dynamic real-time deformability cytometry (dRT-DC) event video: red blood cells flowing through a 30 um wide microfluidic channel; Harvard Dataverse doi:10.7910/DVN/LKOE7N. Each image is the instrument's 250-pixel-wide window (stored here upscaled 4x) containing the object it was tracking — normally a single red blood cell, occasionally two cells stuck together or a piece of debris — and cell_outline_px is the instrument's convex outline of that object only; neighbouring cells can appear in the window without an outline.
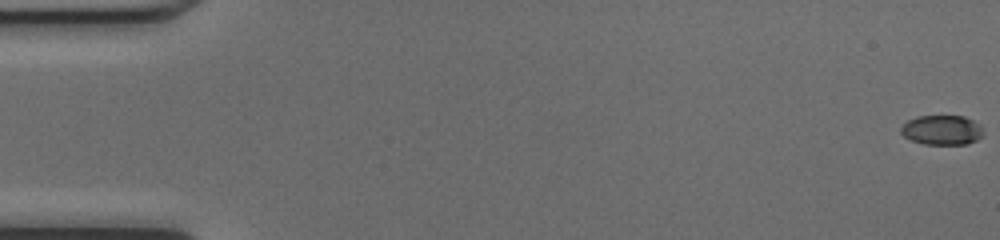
{"species": "common noctule bat (a hibernating species)", "species_latin": "Nyctalus noctula", "temperature_condition": "cold", "stored_images_in_passage": 44, "camera_frame_rate_fps": 3000, "um_per_image_px": 0.085, "animal": {"sex": "female", "body_mass_g": 17.0, "forearm_length_mm": 48.0}, "frame": {"image": 1, "passage_image": 1, "time_ms": 0.0, "image_size_px": [1000, 240], "cell_outline_px": [[984, 132], [976, 140], [968, 144], [924, 144], [912, 140], [904, 136], [900, 132], [900, 128], [908, 120], [916, 116], [964, 116], [980, 124]], "centroid_in_image_um": [80.06, 11.05], "position_along_channel_um": 4.9, "area_um2": 14.22}}
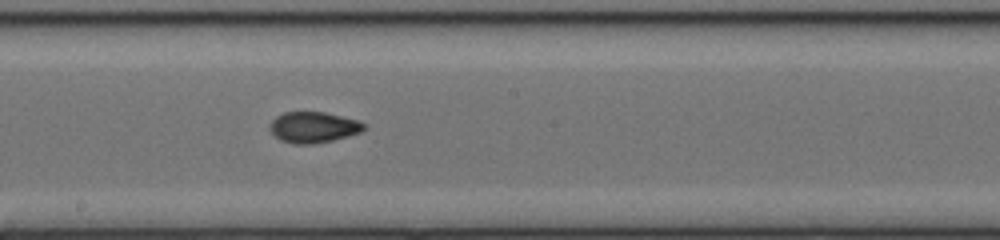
{"frame": {"image": 2, "passage_image": 28, "time_ms": 9.0, "image_size_px": [1000, 240], "cell_outline_px": [[368, 128], [360, 132], [348, 136], [332, 140], [312, 144], [296, 144], [280, 140], [268, 128], [272, 120], [276, 116], [284, 112], [324, 112], [360, 120], [368, 124]], "centroid_in_image_um": [26.69, 10.81], "position_along_channel_um": 221.5, "area_um2": 17.11}}
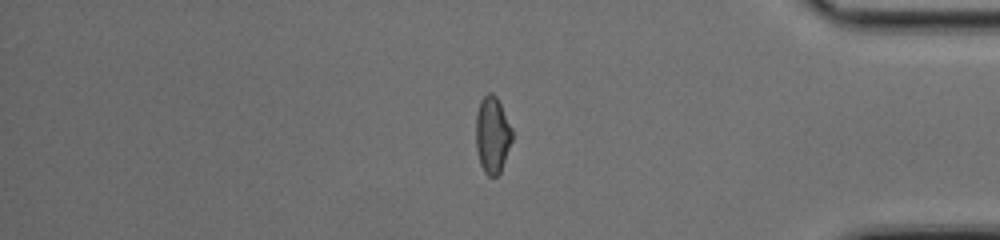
{"frame": {"image": 3, "passage_image": 42, "time_ms": 13.667, "image_size_px": [1000, 240], "cell_outline_px": [[512, 140], [500, 172], [496, 176], [488, 176], [484, 172], [480, 164], [476, 148], [476, 112], [480, 100], [488, 92], [492, 92], [496, 96], [512, 128]], "centroid_in_image_um": [41.83, 11.45], "position_along_channel_um": 393.4, "area_um2": 16.18}, "authors_computed_cell_mechanics": {"area_um2": 16.1262, "velocity_mm_per_s": 4.2765, "shape_relaxation_time_tau1_ms": null, "shape_relaxation_time_tau2_ms": 1.4175, "deformation_change_tau1": null, "deformation_change_tau2": 0.0679}}